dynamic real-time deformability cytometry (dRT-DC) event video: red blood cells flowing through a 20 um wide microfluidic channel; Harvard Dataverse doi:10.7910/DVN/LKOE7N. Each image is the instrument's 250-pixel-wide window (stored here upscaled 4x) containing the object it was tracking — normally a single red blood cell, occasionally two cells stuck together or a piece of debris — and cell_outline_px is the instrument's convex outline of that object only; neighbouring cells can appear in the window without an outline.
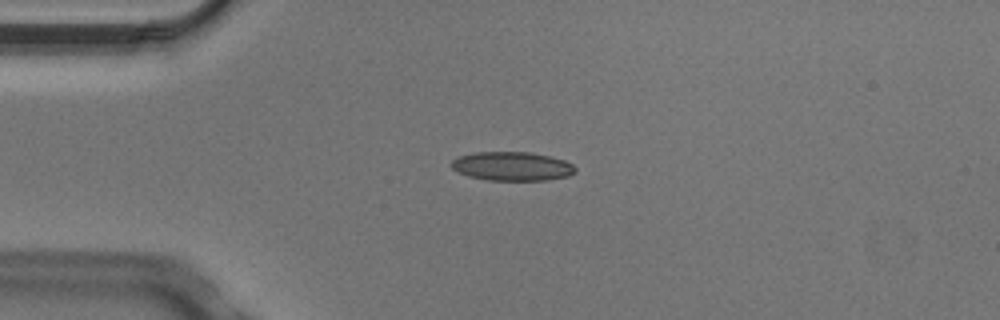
{"species": "Egyptian fruit bat (a non-hibernating species)", "species_latin": "Rousettus aegyptiacus", "temperature_condition": "cold", "stored_images_in_passage": 3, "camera_frame_rate_fps": 3000, "um_per_image_px": 0.085, "animal": {"sex": "male"}, "frame": {"image": 1, "passage_image": 3, "time_ms": 0.667, "image_size_px": [1000, 320], "cell_outline_px": [[576, 172], [568, 176], [548, 180], [488, 180], [468, 176], [452, 168], [452, 160], [460, 156], [476, 152], [532, 152], [564, 160], [572, 164], [576, 168]], "centroid_in_image_um": [43.56, 14.13], "position_along_channel_um": 41.4, "area_um2": 20.75}}